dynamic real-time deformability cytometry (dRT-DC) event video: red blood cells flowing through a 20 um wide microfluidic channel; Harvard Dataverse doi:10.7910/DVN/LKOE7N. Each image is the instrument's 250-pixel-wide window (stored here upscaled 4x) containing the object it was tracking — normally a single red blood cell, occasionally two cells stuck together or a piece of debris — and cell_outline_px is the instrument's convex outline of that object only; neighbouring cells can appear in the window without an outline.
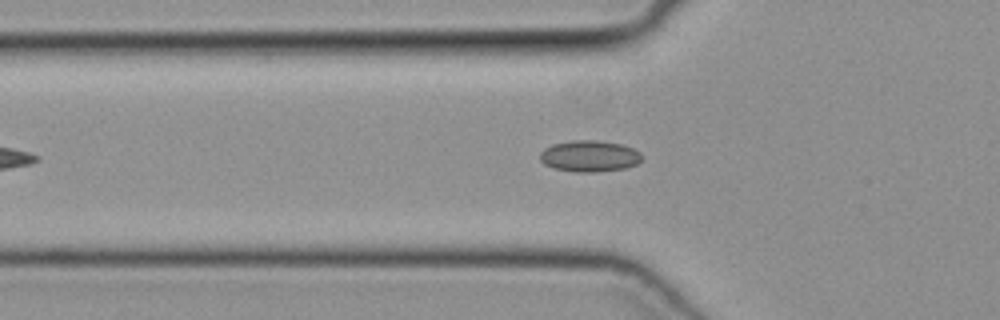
{"species": "common noctule bat (a hibernating species)", "species_latin": "Nyctalus noctula", "temperature_condition": "cold", "stored_images_in_passage": 42, "camera_frame_rate_fps": 3000, "um_per_image_px": 0.085, "animal": {"sex": "female", "body_mass_g": 19.3, "forearm_length_mm": 54.1}, "frame": {"image": 1, "passage_image": 8, "time_ms": 2.333, "image_size_px": [1000, 320], "cell_outline_px": [[644, 156], [636, 164], [624, 168], [596, 172], [576, 172], [552, 168], [544, 164], [540, 160], [540, 152], [544, 148], [552, 144], [572, 140], [596, 140], [620, 144], [632, 148], [640, 152]], "centroid_in_image_um": [50.08, 13.27], "position_along_channel_um": 75.7, "area_um2": 18.67}}
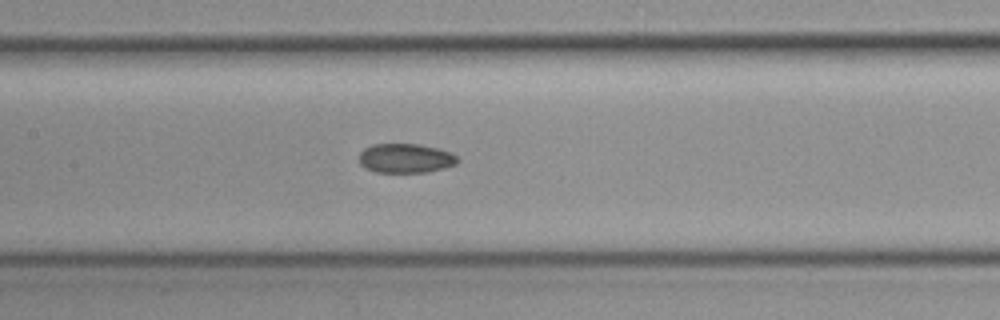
{"frame": {"image": 2, "passage_image": 15, "time_ms": 4.667, "image_size_px": [1000, 320], "cell_outline_px": [[460, 160], [456, 164], [444, 168], [428, 172], [376, 172], [364, 168], [360, 164], [360, 152], [364, 148], [372, 144], [420, 144], [452, 152]], "centroid_in_image_um": [34.48, 13.45], "position_along_channel_um": 172.9, "area_um2": 16.94}}
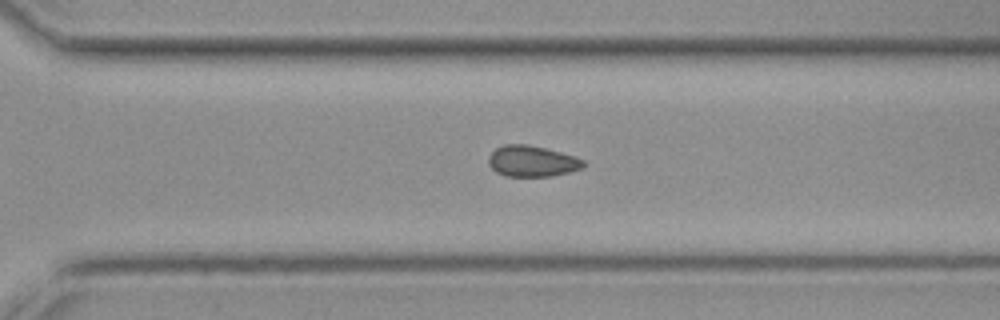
{"frame": {"image": 3, "passage_image": 26, "time_ms": 8.333, "image_size_px": [1000, 320], "cell_outline_px": [[588, 164], [584, 168], [552, 176], [504, 176], [496, 172], [488, 164], [488, 156], [496, 148], [504, 144], [528, 144], [560, 152], [584, 160]], "centroid_in_image_um": [45.22, 13.7], "position_along_channel_um": 325.4, "area_um2": 17.22}}